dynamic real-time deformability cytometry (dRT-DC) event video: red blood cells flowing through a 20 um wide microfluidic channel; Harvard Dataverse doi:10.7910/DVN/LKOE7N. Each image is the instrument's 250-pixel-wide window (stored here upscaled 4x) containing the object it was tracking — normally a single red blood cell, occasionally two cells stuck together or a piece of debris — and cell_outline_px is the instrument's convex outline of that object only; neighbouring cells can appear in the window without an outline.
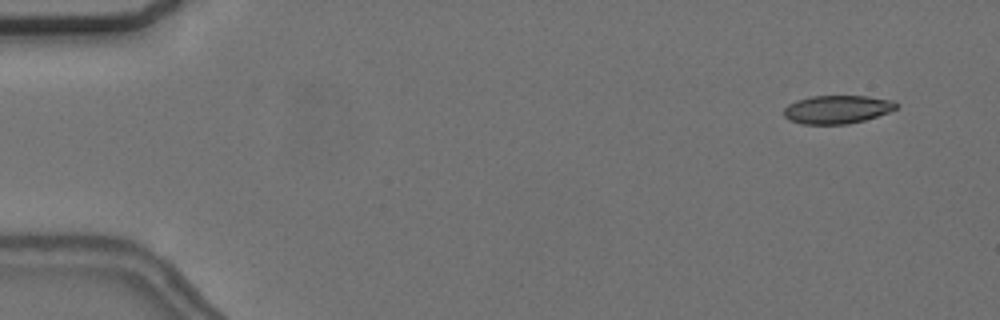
{"species": "common noctule bat (a hibernating species)", "species_latin": "Nyctalus noctula", "temperature_condition": "cold", "stored_images_in_passage": 56, "camera_frame_rate_fps": 3000, "um_per_image_px": 0.085, "animal": {"sex": "female", "body_mass_g": 24.6, "forearm_length_mm": 56.2}, "frame": {"image": 1, "passage_image": 4, "time_ms": 1.0, "image_size_px": [1000, 320], "cell_outline_px": [[900, 104], [896, 108], [888, 112], [864, 120], [848, 124], [800, 124], [788, 120], [784, 116], [784, 108], [788, 104], [796, 100], [812, 96], [868, 96], [892, 100]], "centroid_in_image_um": [71.13, 9.3], "position_along_channel_um": 13.9, "area_um2": 18.61}}
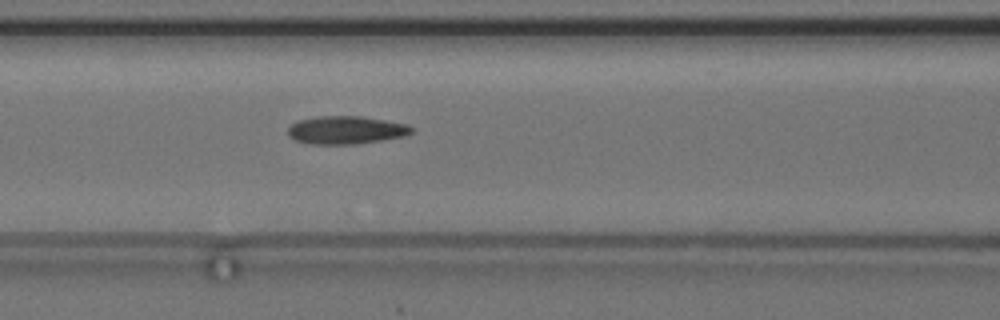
{"frame": {"image": 2, "passage_image": 24, "time_ms": 7.667, "image_size_px": [1000, 320], "cell_outline_px": [[412, 132], [404, 136], [356, 144], [308, 144], [296, 140], [288, 136], [288, 128], [296, 120], [316, 116], [360, 116], [388, 120], [408, 124], [412, 128]], "centroid_in_image_um": [29.38, 11.04], "position_along_channel_um": 137.2, "area_um2": 20.29}}
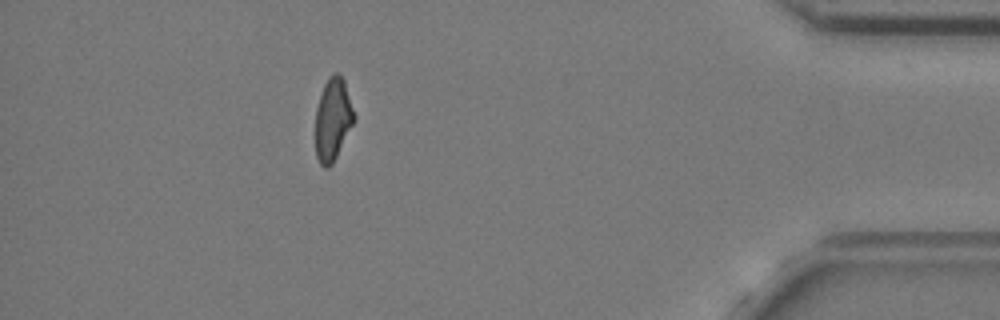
{"frame": {"image": 3, "passage_image": 50, "time_ms": 16.333, "image_size_px": [1000, 320], "cell_outline_px": [[356, 120], [332, 164], [328, 168], [324, 168], [320, 164], [316, 156], [316, 108], [324, 84], [328, 76], [332, 72], [340, 72], [344, 80], [356, 116]], "centroid_in_image_um": [28.31, 10.12], "position_along_channel_um": 406.9, "area_um2": 18.84}, "authors_computed_cell_mechanics": {"area_um2": 19.5653, "velocity_mm_per_s": 3.692, "shape_relaxation_time_tau1_ms": null, "shape_relaxation_time_tau2_ms": 4.1942, "deformation_change_tau1": null, "deformation_change_tau2": 0.1354}}